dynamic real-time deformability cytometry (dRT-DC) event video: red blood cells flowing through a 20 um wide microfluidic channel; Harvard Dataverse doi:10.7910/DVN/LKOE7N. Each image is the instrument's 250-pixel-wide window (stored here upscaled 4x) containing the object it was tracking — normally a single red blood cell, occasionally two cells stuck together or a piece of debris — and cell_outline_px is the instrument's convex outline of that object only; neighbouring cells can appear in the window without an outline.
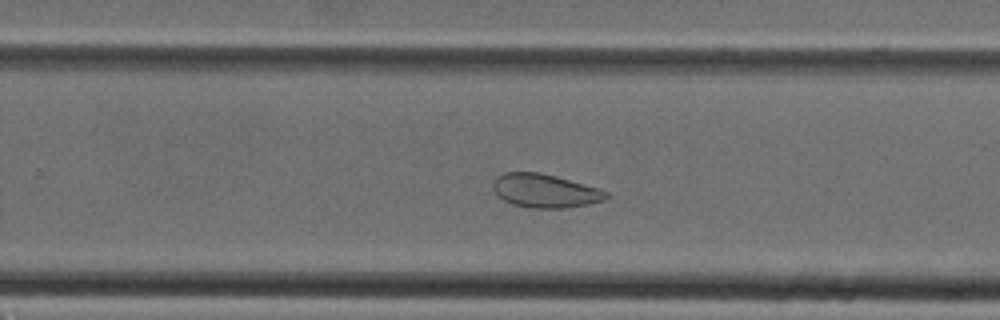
{"species": "Egyptian fruit bat (a non-hibernating species)", "species_latin": "Rousettus aegyptiacus", "temperature_condition": "cold", "stored_images_in_passage": 34, "camera_frame_rate_fps": 3000, "um_per_image_px": 0.085, "animal": {"sex": "female"}, "frame": {"image": 1, "passage_image": 20, "time_ms": 6.333, "image_size_px": [1000, 320], "cell_outline_px": [[608, 196], [604, 200], [588, 204], [564, 208], [528, 208], [512, 204], [496, 196], [492, 188], [492, 184], [496, 176], [504, 172], [540, 172], [556, 176], [600, 188], [608, 192]], "centroid_in_image_um": [46.29, 16.21], "position_along_channel_um": 283.5, "area_um2": 22.43}}
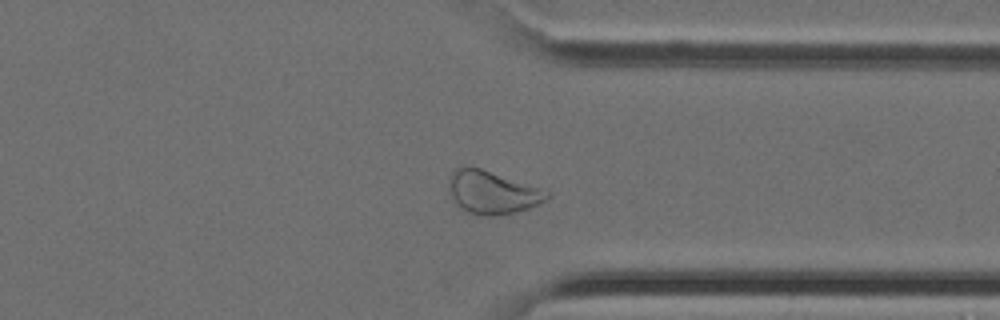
{"frame": {"image": 2, "passage_image": 25, "time_ms": 8.0, "image_size_px": [1000, 320], "cell_outline_px": [[552, 196], [528, 208], [512, 212], [492, 216], [480, 216], [460, 208], [456, 204], [448, 192], [448, 184], [452, 172], [456, 168], [480, 168], [552, 192]], "centroid_in_image_um": [41.82, 16.36], "position_along_channel_um": 369.6, "area_um2": 24.16}}